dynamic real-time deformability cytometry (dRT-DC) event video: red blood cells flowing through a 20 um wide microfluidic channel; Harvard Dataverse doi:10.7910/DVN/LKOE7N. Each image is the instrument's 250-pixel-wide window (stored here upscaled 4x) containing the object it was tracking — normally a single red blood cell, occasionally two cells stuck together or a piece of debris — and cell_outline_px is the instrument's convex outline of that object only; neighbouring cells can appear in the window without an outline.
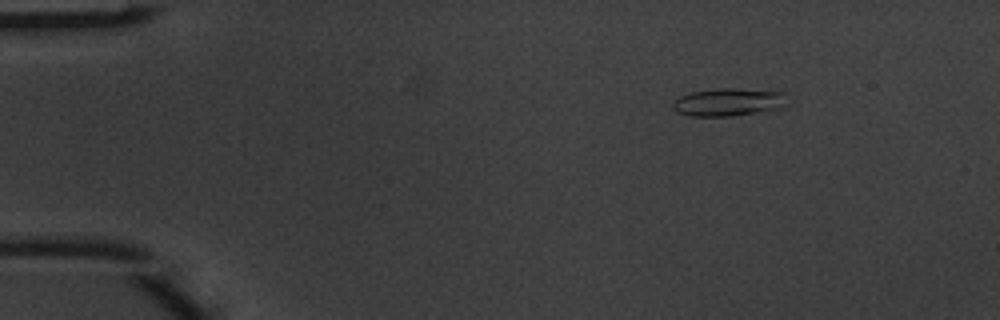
{"species": "common noctule bat (a hibernating species)", "species_latin": "Nyctalus noctula", "temperature_condition": "warm", "stored_images_in_passage": 5, "camera_frame_rate_fps": 3000, "um_per_image_px": 0.085, "animal": {"sex": "male", "body_mass_g": 20.1, "forearm_length_mm": 53.5}, "frame": {"image": 1, "passage_image": 2, "time_ms": 0.333, "image_size_px": [1000, 320], "cell_outline_px": [[784, 104], [780, 108], [732, 116], [692, 116], [676, 112], [672, 108], [672, 104], [680, 96], [692, 92], [716, 88], [732, 88], [784, 92]], "centroid_in_image_um": [61.85, 8.68], "position_along_channel_um": 23.1, "area_um2": 18.26}}